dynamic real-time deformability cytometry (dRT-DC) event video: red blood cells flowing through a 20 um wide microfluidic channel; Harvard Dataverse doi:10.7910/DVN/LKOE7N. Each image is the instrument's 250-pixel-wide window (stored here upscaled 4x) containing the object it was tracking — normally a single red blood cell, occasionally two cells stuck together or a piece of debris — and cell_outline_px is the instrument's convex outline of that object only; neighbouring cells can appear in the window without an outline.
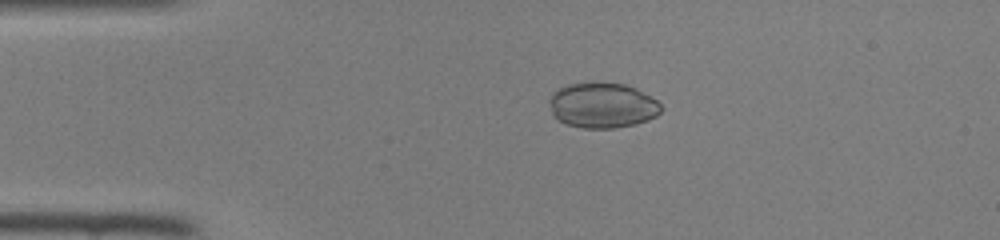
{"species": "common noctule bat (a hibernating species)", "species_latin": "Nyctalus noctula", "temperature_condition": "room temperature", "stored_images_in_passage": 38, "camera_frame_rate_fps": 3000, "um_per_image_px": 0.085, "animal": {"sex": "female", "body_mass_g": 22.0, "forearm_length_mm": 56.7}, "frame": {"image": 1, "passage_image": 1, "time_ms": 0.0, "image_size_px": [1000, 240], "cell_outline_px": [[660, 112], [656, 116], [648, 120], [636, 124], [612, 128], [584, 128], [568, 124], [560, 120], [552, 112], [548, 100], [552, 92], [568, 84], [624, 84], [656, 100], [660, 104]], "centroid_in_image_um": [51.18, 8.98], "position_along_channel_um": 33.8, "area_um2": 28.67}}
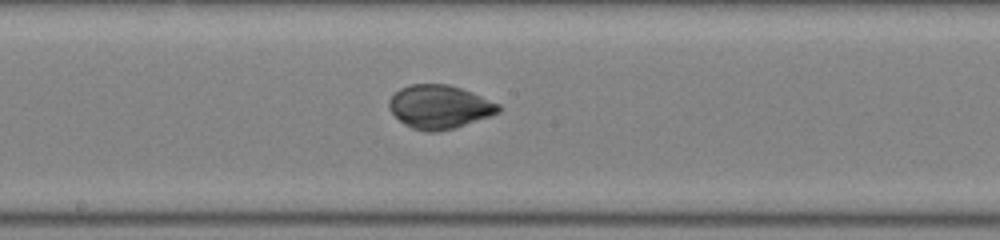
{"frame": {"image": 2, "passage_image": 16, "time_ms": 5.0, "image_size_px": [1000, 240], "cell_outline_px": [[500, 112], [456, 128], [436, 132], [428, 132], [412, 128], [404, 124], [388, 108], [388, 100], [400, 88], [408, 84], [448, 84], [472, 92], [500, 104]], "centroid_in_image_um": [37.35, 9.08], "position_along_channel_um": 210.9, "area_um2": 27.8}}
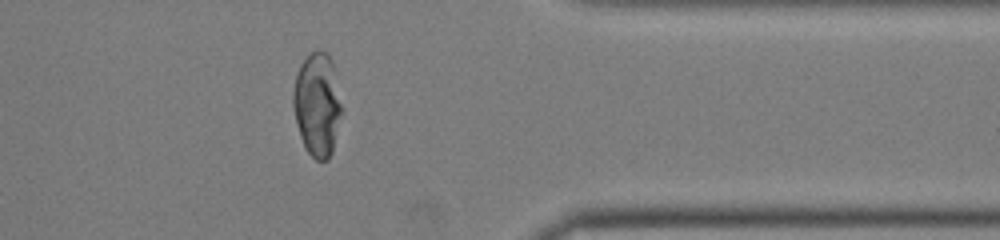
{"frame": {"image": 3, "passage_image": 29, "time_ms": 9.333, "image_size_px": [1000, 240], "cell_outline_px": [[344, 112], [332, 152], [328, 160], [316, 160], [304, 148], [300, 136], [292, 104], [292, 92], [296, 76], [300, 64], [316, 48], [320, 48], [328, 52], [332, 60], [336, 72], [344, 108]], "centroid_in_image_um": [27.02, 8.85], "position_along_channel_um": 384.4, "area_um2": 30.29}}